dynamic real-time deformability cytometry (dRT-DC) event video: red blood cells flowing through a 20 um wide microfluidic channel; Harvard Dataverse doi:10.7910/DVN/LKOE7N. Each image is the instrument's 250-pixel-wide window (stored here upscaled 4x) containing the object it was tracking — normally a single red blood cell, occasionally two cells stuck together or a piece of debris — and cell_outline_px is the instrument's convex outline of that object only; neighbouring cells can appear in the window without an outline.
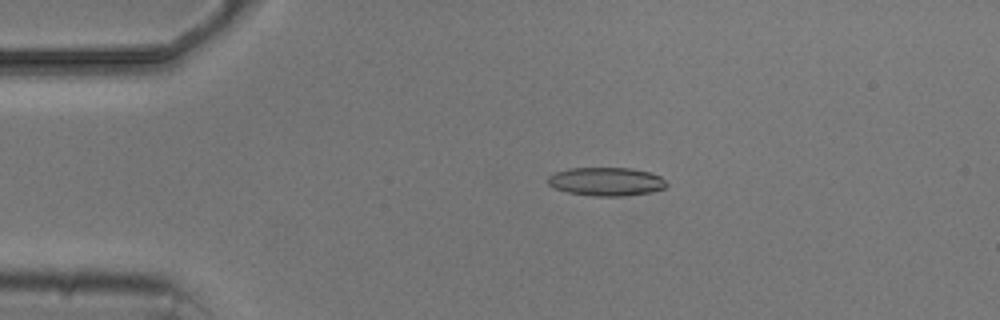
{"species": "common noctule bat (a hibernating species)", "species_latin": "Nyctalus noctula", "temperature_condition": "cold", "stored_images_in_passage": 5, "camera_frame_rate_fps": 3000, "um_per_image_px": 0.085, "animal": {"sex": "male", "body_mass_g": 20.5, "forearm_length_mm": 52.5}, "frame": {"image": 1, "passage_image": 3, "time_ms": 2.333, "image_size_px": [1000, 320], "cell_outline_px": [[668, 184], [664, 188], [652, 192], [624, 196], [592, 196], [568, 192], [556, 188], [548, 184], [548, 176], [556, 172], [568, 168], [632, 168], [648, 172], [660, 176]], "centroid_in_image_um": [51.54, 15.43], "position_along_channel_um": 33.5, "area_um2": 19.65}}